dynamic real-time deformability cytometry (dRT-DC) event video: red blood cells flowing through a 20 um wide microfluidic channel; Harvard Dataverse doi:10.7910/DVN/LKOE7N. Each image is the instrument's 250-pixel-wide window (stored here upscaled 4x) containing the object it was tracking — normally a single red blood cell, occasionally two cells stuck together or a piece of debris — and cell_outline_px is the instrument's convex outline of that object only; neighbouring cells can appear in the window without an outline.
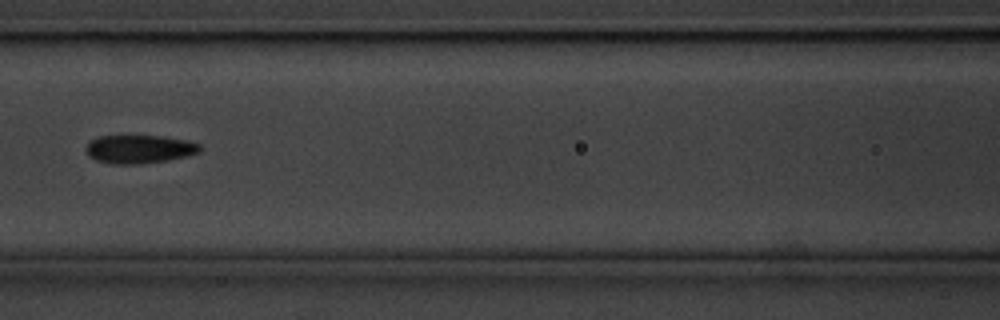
{"species": "common noctule bat (a hibernating species)", "species_latin": "Nyctalus noctula", "temperature_condition": "cold", "stored_images_in_passage": 8, "camera_frame_rate_fps": 3000, "um_per_image_px": 0.085, "animal": {"sex": "male", "body_mass_g": 20.1, "forearm_length_mm": 53.5}, "frame": {"image": 1, "passage_image": 8, "time_ms": 2.333, "image_size_px": [1000, 320], "cell_outline_px": [[200, 152], [168, 160], [136, 164], [112, 164], [96, 160], [88, 156], [84, 148], [96, 136], [120, 132], [164, 136], [188, 140], [200, 144]], "centroid_in_image_um": [11.77, 12.61], "position_along_channel_um": 154.8, "area_um2": 19.83}}